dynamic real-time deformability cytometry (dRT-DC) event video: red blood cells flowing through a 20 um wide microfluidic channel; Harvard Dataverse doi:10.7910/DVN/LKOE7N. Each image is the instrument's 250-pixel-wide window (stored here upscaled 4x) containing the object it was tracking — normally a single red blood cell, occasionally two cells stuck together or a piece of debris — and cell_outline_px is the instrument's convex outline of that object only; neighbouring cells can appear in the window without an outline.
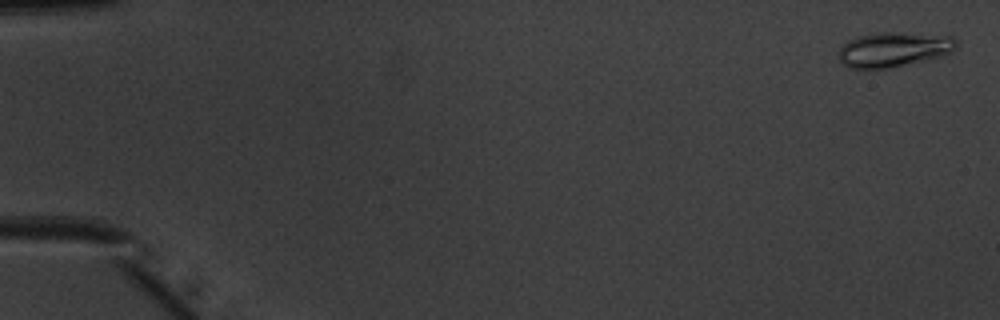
{"species": "common noctule bat (a hibernating species)", "species_latin": "Nyctalus noctula", "temperature_condition": "warm", "stored_images_in_passage": 9, "camera_frame_rate_fps": 3000, "um_per_image_px": 0.085, "animal": {"sex": "male", "body_mass_g": 20.1, "forearm_length_mm": 53.5}, "frame": {"image": 1, "passage_image": 2, "time_ms": 0.333, "image_size_px": [1000, 320], "cell_outline_px": [[956, 48], [952, 52], [940, 56], [924, 60], [888, 68], [848, 68], [840, 64], [836, 56], [840, 48], [848, 40], [856, 36], [872, 32], [892, 32], [952, 36], [956, 40]], "centroid_in_image_um": [75.88, 4.2], "position_along_channel_um": 9.1, "area_um2": 24.04}}